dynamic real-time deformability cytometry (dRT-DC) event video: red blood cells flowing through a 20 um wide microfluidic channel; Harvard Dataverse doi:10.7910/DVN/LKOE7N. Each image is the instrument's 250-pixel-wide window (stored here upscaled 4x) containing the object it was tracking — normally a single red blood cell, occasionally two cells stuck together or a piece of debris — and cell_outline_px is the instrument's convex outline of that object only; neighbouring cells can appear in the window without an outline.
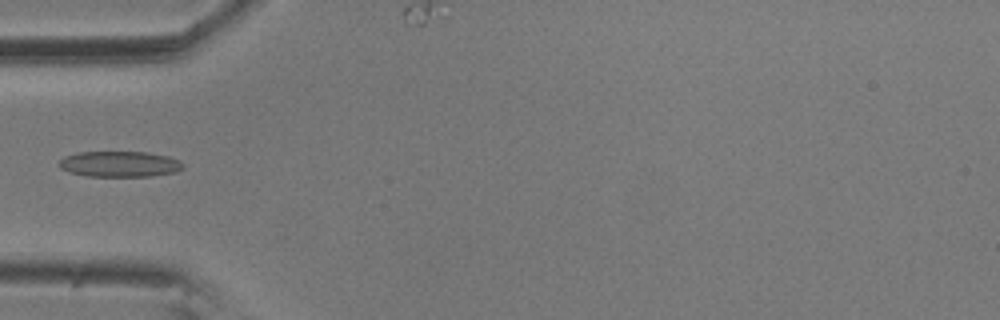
{"species": "common noctule bat (a hibernating species)", "species_latin": "Nyctalus noctula", "temperature_condition": "room temperature", "stored_images_in_passage": 2, "camera_frame_rate_fps": 3000, "um_per_image_px": 0.085, "animal": {"sex": "male", "body_mass_g": 20.5, "forearm_length_mm": 52.5}, "frame": {"image": 1, "passage_image": 1, "time_ms": 0.0, "image_size_px": [1000, 320], "cell_outline_px": [[184, 168], [176, 172], [152, 176], [88, 176], [72, 172], [60, 168], [56, 164], [64, 156], [80, 152], [144, 152], [168, 156], [180, 160], [184, 164]], "centroid_in_image_um": [10.19, 13.94], "position_along_channel_um": 74.8, "area_um2": 18.61}}